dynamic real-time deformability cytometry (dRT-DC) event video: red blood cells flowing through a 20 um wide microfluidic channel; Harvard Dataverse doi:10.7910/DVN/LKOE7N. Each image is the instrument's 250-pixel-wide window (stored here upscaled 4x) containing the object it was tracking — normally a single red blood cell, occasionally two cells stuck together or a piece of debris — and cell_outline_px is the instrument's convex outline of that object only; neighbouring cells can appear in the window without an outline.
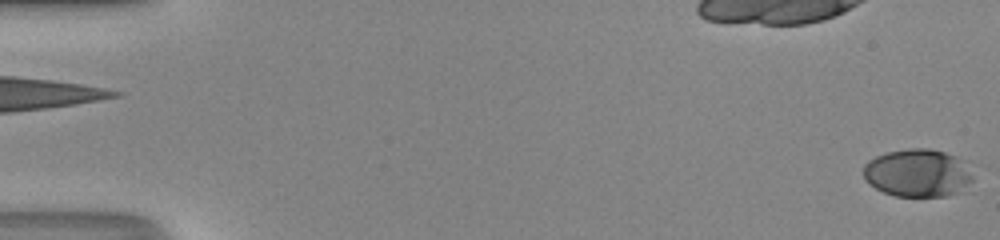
{"species": "human", "species_latin": "Homo sapiens", "temperature_condition": "room temperature", "stored_images_in_passage": 52, "camera_frame_rate_fps": 3000, "um_per_image_px": 0.085, "donor": {"sex": "male"}, "frame": {"image": 1, "passage_image": 1, "time_ms": 0.0, "image_size_px": [1000, 240], "cell_outline_px": [[972, 180], [964, 192], [948, 196], [896, 196], [884, 192], [868, 184], [864, 180], [864, 164], [868, 160], [876, 156], [888, 152], [908, 148], [928, 148], [944, 152], [956, 156], [972, 176]], "centroid_in_image_um": [77.98, 14.72], "position_along_channel_um": 7.0, "area_um2": 30.52}}
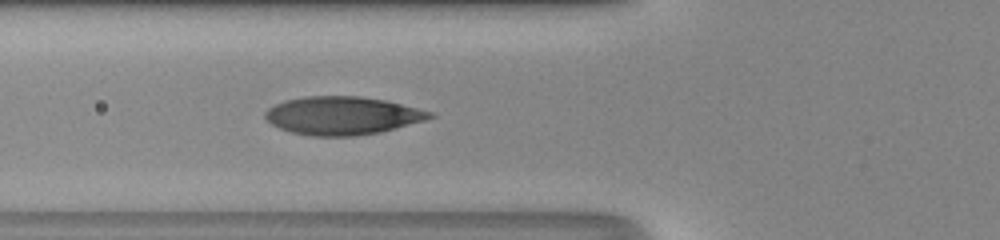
{"frame": {"image": 2, "passage_image": 21, "time_ms": 6.667, "image_size_px": [1000, 240], "cell_outline_px": [[436, 116], [424, 120], [380, 132], [356, 136], [312, 136], [288, 132], [272, 124], [264, 116], [264, 112], [268, 108], [284, 100], [304, 96], [360, 96], [384, 100], [432, 112]], "centroid_in_image_um": [29.05, 9.83], "position_along_channel_um": 96.8, "area_um2": 36.47}}
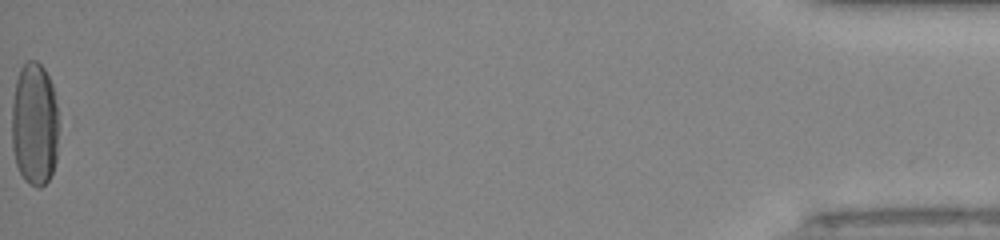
{"frame": {"image": 3, "passage_image": 52, "time_ms": 17.0, "image_size_px": [1000, 240], "cell_outline_px": [[56, 160], [52, 172], [48, 180], [40, 188], [36, 188], [28, 184], [24, 180], [16, 164], [12, 148], [12, 104], [16, 80], [20, 68], [28, 60], [36, 60], [44, 68], [52, 84], [56, 104]], "centroid_in_image_um": [2.9, 10.57], "position_along_channel_um": 432.3, "area_um2": 33.64}, "authors_computed_cell_mechanics": {"area_um2": 33.6974, "velocity_mm_per_s": 4.2148, "shape_relaxation_time_tau1_ms": 4.9565, "shape_relaxation_time_tau2_ms": null, "deformation_change_tau1": 0.235, "deformation_change_tau2": null}}